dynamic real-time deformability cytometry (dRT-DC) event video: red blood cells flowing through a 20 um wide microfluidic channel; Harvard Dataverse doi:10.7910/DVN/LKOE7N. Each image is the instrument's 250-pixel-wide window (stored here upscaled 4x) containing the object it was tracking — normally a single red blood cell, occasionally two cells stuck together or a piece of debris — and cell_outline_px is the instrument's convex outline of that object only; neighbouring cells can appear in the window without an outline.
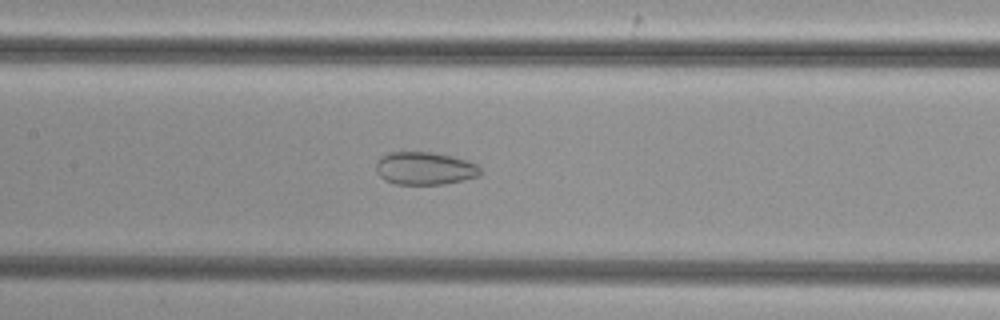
{"species": "common noctule bat (a hibernating species)", "species_latin": "Nyctalus noctula", "temperature_condition": "cold", "stored_images_in_passage": 35, "camera_frame_rate_fps": 3000, "um_per_image_px": 0.085, "animal": {"sex": "female", "body_mass_g": 29.2, "forearm_length_mm": 56.3}, "frame": {"image": 1, "passage_image": 24, "time_ms": 7.667, "image_size_px": [1000, 320], "cell_outline_px": [[480, 176], [444, 184], [396, 184], [384, 180], [376, 172], [376, 164], [384, 156], [392, 152], [432, 152], [452, 156], [476, 164], [480, 168]], "centroid_in_image_um": [36.11, 14.32], "position_along_channel_um": 171.3, "area_um2": 19.71}}
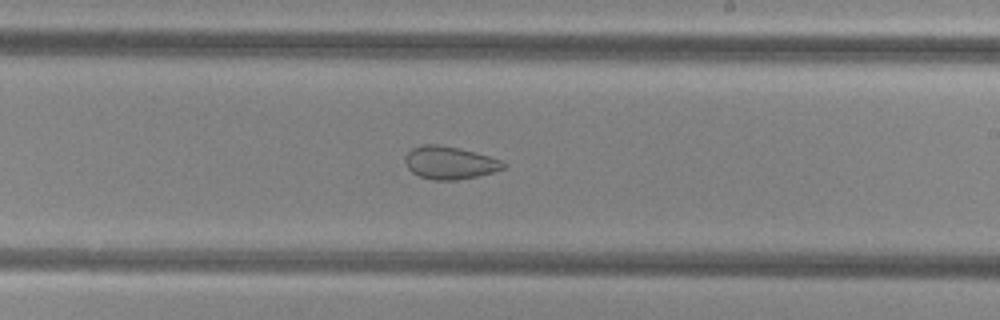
{"frame": {"image": 2, "passage_image": 30, "time_ms": 9.667, "image_size_px": [1000, 320], "cell_outline_px": [[508, 164], [504, 168], [492, 172], [476, 176], [456, 180], [432, 180], [420, 176], [412, 172], [408, 168], [404, 160], [404, 156], [412, 148], [420, 144], [436, 144], [460, 148], [488, 156], [500, 160]], "centroid_in_image_um": [38.19, 13.82], "position_along_channel_um": 250.8, "area_um2": 18.73}}
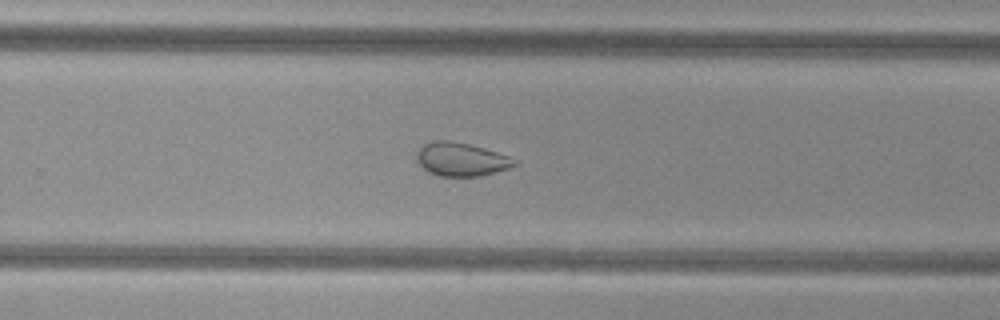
{"frame": {"image": 3, "passage_image": 33, "time_ms": 10.667, "image_size_px": [1000, 320], "cell_outline_px": [[520, 164], [508, 168], [480, 176], [440, 176], [428, 172], [416, 160], [416, 152], [424, 144], [432, 140], [448, 140], [468, 144], [484, 148], [520, 160]], "centroid_in_image_um": [39.21, 13.54], "position_along_channel_um": 290.6, "area_um2": 19.13}}